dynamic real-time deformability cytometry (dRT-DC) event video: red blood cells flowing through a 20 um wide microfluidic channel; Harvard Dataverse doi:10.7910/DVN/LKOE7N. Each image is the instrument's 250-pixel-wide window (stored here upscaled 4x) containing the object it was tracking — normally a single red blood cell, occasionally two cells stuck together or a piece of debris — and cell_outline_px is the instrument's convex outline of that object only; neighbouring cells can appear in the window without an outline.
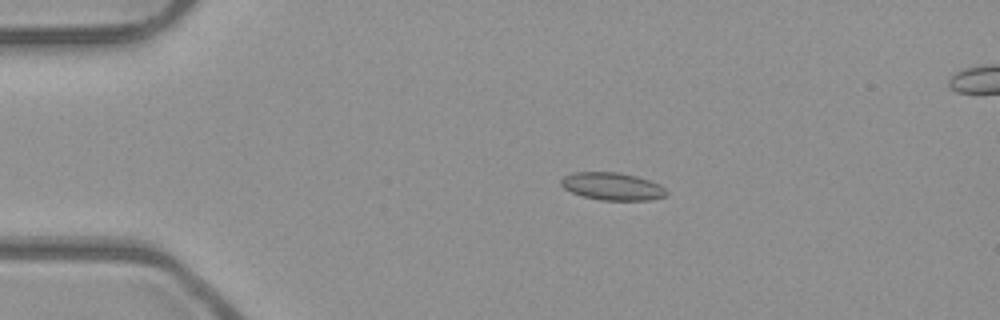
{"species": "common noctule bat (a hibernating species)", "species_latin": "Nyctalus noctula", "temperature_condition": "room temperature", "stored_images_in_passage": 7, "camera_frame_rate_fps": 3000, "um_per_image_px": 0.085, "animal": {"sex": "male", "body_mass_g": 23.1, "forearm_length_mm": 52.7}, "frame": {"image": 1, "passage_image": 3, "time_ms": 0.667, "image_size_px": [1000, 320], "cell_outline_px": [[668, 192], [664, 196], [652, 200], [600, 200], [584, 196], [572, 192], [564, 188], [560, 184], [560, 180], [564, 176], [572, 172], [620, 172], [636, 176], [660, 184]], "centroid_in_image_um": [52.04, 15.83], "position_along_channel_um": 33.0, "area_um2": 16.94}}
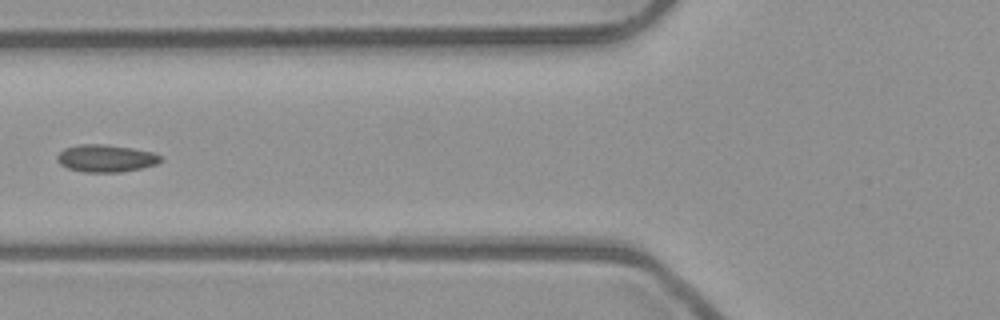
{"frame": {"image": 2, "passage_image": 6, "time_ms": 1.667, "image_size_px": [1000, 320], "cell_outline_px": [[164, 160], [156, 164], [140, 168], [120, 172], [84, 172], [68, 168], [60, 164], [56, 160], [56, 156], [64, 148], [80, 144], [104, 144], [132, 148], [152, 152], [160, 156]], "centroid_in_image_um": [8.98, 13.45], "position_along_channel_um": 116.8, "area_um2": 16.47}}
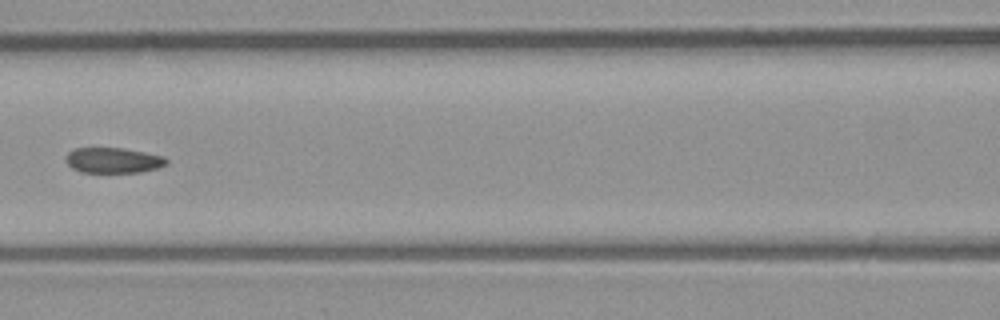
{"frame": {"image": 3, "passage_image": 7, "time_ms": 2.0, "image_size_px": [1000, 320], "cell_outline_px": [[168, 164], [160, 168], [140, 172], [80, 172], [72, 168], [68, 164], [68, 152], [76, 148], [124, 148], [164, 156], [168, 160]], "centroid_in_image_um": [9.69, 13.63], "position_along_channel_um": 156.9, "area_um2": 14.85}}